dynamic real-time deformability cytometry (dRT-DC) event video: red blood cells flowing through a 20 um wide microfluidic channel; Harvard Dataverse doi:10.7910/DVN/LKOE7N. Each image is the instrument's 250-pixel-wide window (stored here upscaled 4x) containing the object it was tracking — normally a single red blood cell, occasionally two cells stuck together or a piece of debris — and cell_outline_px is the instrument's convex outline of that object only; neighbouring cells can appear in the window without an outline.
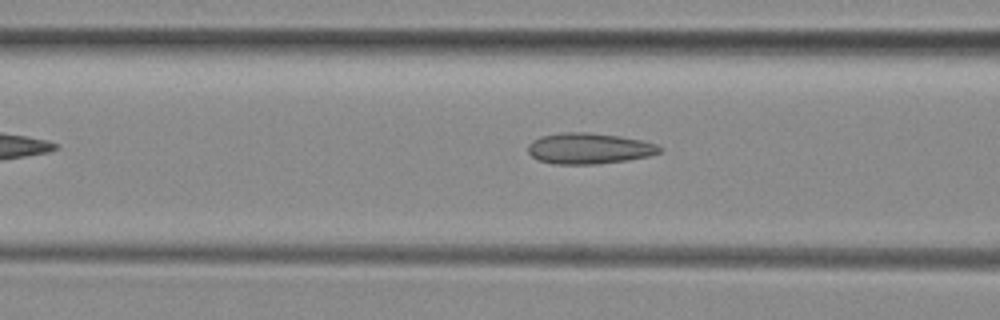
{"species": "common noctule bat (a hibernating species)", "species_latin": "Nyctalus noctula", "temperature_condition": "room temperature", "stored_images_in_passage": 28, "camera_frame_rate_fps": 3000, "um_per_image_px": 0.085, "animal": {"sex": "female", "body_mass_g": 29.2, "forearm_length_mm": 56.3}, "frame": {"image": 1, "passage_image": 6, "time_ms": 1.667, "image_size_px": [1000, 320], "cell_outline_px": [[660, 152], [648, 156], [628, 160], [596, 164], [556, 164], [540, 160], [532, 156], [528, 152], [528, 144], [532, 140], [540, 136], [564, 132], [588, 132], [620, 136], [640, 140], [656, 144], [660, 148]], "centroid_in_image_um": [50.04, 12.61], "position_along_channel_um": 116.6, "area_um2": 23.58}}
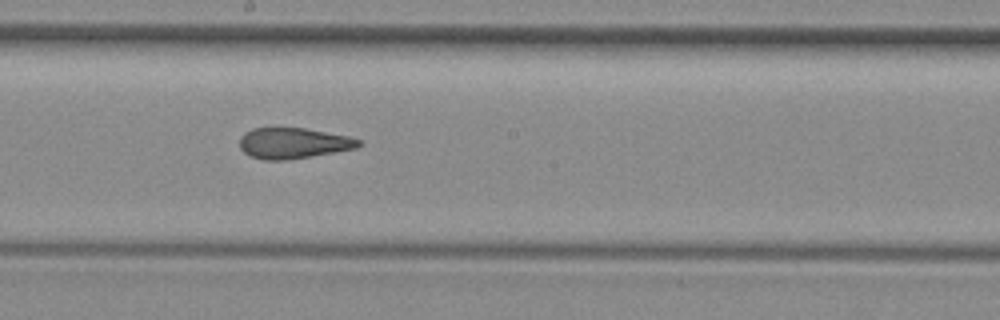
{"frame": {"image": 2, "passage_image": 14, "time_ms": 4.333, "image_size_px": [1000, 320], "cell_outline_px": [[364, 144], [356, 148], [288, 160], [264, 160], [252, 156], [244, 152], [240, 148], [240, 136], [244, 132], [252, 128], [304, 128], [348, 136], [360, 140]], "centroid_in_image_um": [24.92, 12.16], "position_along_channel_um": 223.3, "area_um2": 21.27}}
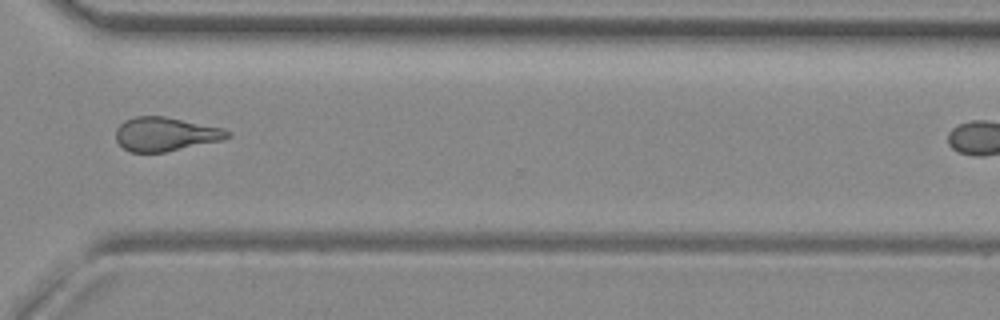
{"frame": {"image": 3, "passage_image": 24, "time_ms": 7.667, "image_size_px": [1000, 320], "cell_outline_px": [[232, 136], [224, 140], [164, 152], [128, 152], [116, 140], [116, 128], [124, 120], [136, 116], [164, 116], [224, 128], [232, 132]], "centroid_in_image_um": [14.09, 11.4], "position_along_channel_um": 356.5, "area_um2": 22.2}}